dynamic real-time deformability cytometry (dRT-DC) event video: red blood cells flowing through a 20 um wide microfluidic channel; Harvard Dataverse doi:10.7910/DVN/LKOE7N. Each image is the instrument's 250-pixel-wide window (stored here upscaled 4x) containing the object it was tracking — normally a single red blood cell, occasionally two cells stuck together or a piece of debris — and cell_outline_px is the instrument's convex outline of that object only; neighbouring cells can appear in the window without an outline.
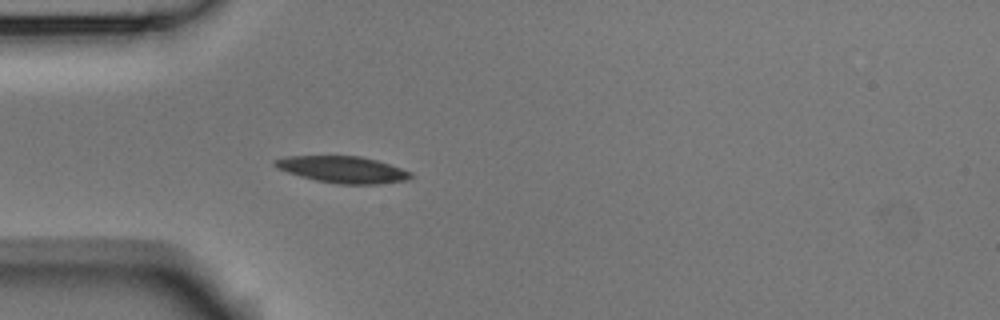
{"species": "Egyptian fruit bat (a non-hibernating species)", "species_latin": "Rousettus aegyptiacus", "temperature_condition": "room temperature", "stored_images_in_passage": 5, "camera_frame_rate_fps": 3000, "um_per_image_px": 0.085, "animal": {"sex": "male"}, "frame": {"image": 1, "passage_image": 5, "time_ms": 1.333, "image_size_px": [1000, 320], "cell_outline_px": [[412, 176], [408, 180], [380, 184], [340, 184], [316, 180], [300, 176], [276, 168], [272, 164], [272, 160], [284, 156], [360, 156], [376, 160], [412, 172]], "centroid_in_image_um": [29.1, 14.41], "position_along_channel_um": 55.9, "area_um2": 21.1}}